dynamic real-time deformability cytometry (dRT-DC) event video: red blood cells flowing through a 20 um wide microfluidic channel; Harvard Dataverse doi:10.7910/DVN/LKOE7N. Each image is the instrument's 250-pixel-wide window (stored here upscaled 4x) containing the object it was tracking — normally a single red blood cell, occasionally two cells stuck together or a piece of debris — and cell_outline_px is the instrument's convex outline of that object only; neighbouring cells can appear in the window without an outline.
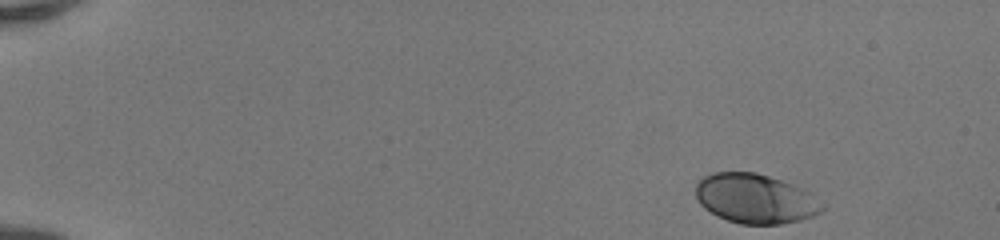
{"species": "human", "species_latin": "Homo sapiens", "temperature_condition": "room temperature", "stored_images_in_passage": 46, "camera_frame_rate_fps": 3000, "um_per_image_px": 0.085, "donor": {"sex": "female"}, "frame": {"image": 1, "passage_image": 1, "time_ms": 0.0, "image_size_px": [1000, 240], "cell_outline_px": [[824, 208], [820, 212], [812, 216], [800, 220], [780, 224], [740, 224], [716, 216], [704, 208], [700, 204], [696, 196], [696, 184], [704, 176], [712, 172], [756, 172], [792, 184], [808, 192], [824, 204]], "centroid_in_image_um": [64.17, 16.89], "position_along_channel_um": 20.8, "area_um2": 36.36}}
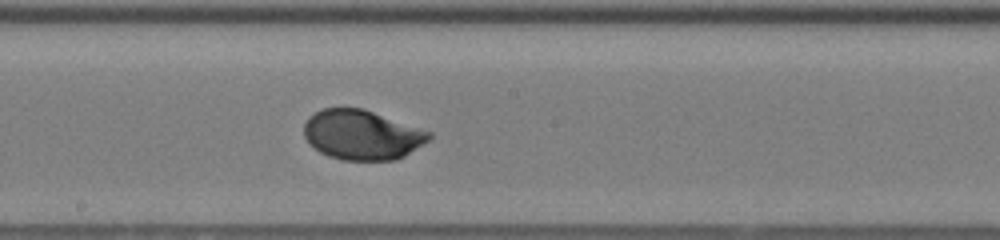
{"frame": {"image": 2, "passage_image": 25, "time_ms": 8.0, "image_size_px": [1000, 240], "cell_outline_px": [[432, 136], [428, 140], [404, 156], [396, 160], [340, 160], [328, 156], [320, 152], [308, 144], [304, 136], [304, 124], [308, 116], [324, 108], [364, 108], [432, 132]], "centroid_in_image_um": [30.74, 11.46], "position_along_channel_um": 217.5, "area_um2": 36.41}}
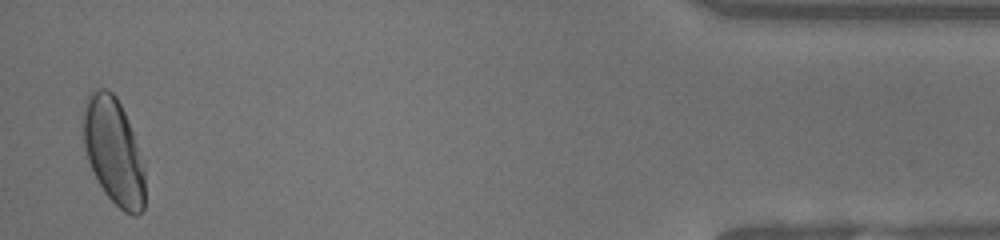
{"frame": {"image": 3, "passage_image": 45, "time_ms": 14.667, "image_size_px": [1000, 240], "cell_outline_px": [[144, 208], [136, 216], [132, 216], [124, 212], [104, 192], [88, 160], [84, 144], [84, 112], [88, 96], [92, 88], [108, 88], [116, 96], [124, 112], [132, 132], [144, 164]], "centroid_in_image_um": [9.67, 12.85], "position_along_channel_um": 425.5, "area_um2": 37.74}, "authors_computed_cell_mechanics": {"area_um2": 36.414, "velocity_mm_per_s": 4.1373, "shape_relaxation_time_tau1_ms": 2.2637, "shape_relaxation_time_tau2_ms": null, "deformation_change_tau1": 0.1395, "deformation_change_tau2": null}}